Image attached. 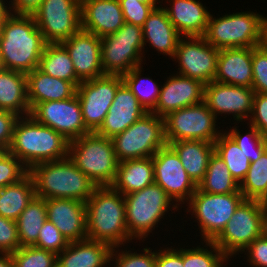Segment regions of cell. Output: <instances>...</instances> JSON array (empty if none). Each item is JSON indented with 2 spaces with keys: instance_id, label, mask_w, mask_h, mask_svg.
<instances>
[{
  "instance_id": "obj_44",
  "label": "cell",
  "mask_w": 267,
  "mask_h": 267,
  "mask_svg": "<svg viewBox=\"0 0 267 267\" xmlns=\"http://www.w3.org/2000/svg\"><path fill=\"white\" fill-rule=\"evenodd\" d=\"M69 243L68 239L61 234L59 229L46 219L34 246L59 254L68 247Z\"/></svg>"
},
{
  "instance_id": "obj_54",
  "label": "cell",
  "mask_w": 267,
  "mask_h": 267,
  "mask_svg": "<svg viewBox=\"0 0 267 267\" xmlns=\"http://www.w3.org/2000/svg\"><path fill=\"white\" fill-rule=\"evenodd\" d=\"M5 3V0H0V24L11 14L9 6Z\"/></svg>"
},
{
  "instance_id": "obj_25",
  "label": "cell",
  "mask_w": 267,
  "mask_h": 267,
  "mask_svg": "<svg viewBox=\"0 0 267 267\" xmlns=\"http://www.w3.org/2000/svg\"><path fill=\"white\" fill-rule=\"evenodd\" d=\"M170 1L171 7L163 9L178 33L182 37L203 36L210 17L208 9L198 0Z\"/></svg>"
},
{
  "instance_id": "obj_17",
  "label": "cell",
  "mask_w": 267,
  "mask_h": 267,
  "mask_svg": "<svg viewBox=\"0 0 267 267\" xmlns=\"http://www.w3.org/2000/svg\"><path fill=\"white\" fill-rule=\"evenodd\" d=\"M30 115L38 123L62 134L69 142L90 133L84 124L77 95L61 101L38 103Z\"/></svg>"
},
{
  "instance_id": "obj_28",
  "label": "cell",
  "mask_w": 267,
  "mask_h": 267,
  "mask_svg": "<svg viewBox=\"0 0 267 267\" xmlns=\"http://www.w3.org/2000/svg\"><path fill=\"white\" fill-rule=\"evenodd\" d=\"M142 29L144 46L149 42V46L154 47L156 51L166 56L169 55L171 59L173 58L178 42L182 36L169 20L162 5L153 9Z\"/></svg>"
},
{
  "instance_id": "obj_29",
  "label": "cell",
  "mask_w": 267,
  "mask_h": 267,
  "mask_svg": "<svg viewBox=\"0 0 267 267\" xmlns=\"http://www.w3.org/2000/svg\"><path fill=\"white\" fill-rule=\"evenodd\" d=\"M0 110L19 117L30 115L25 73L0 67Z\"/></svg>"
},
{
  "instance_id": "obj_30",
  "label": "cell",
  "mask_w": 267,
  "mask_h": 267,
  "mask_svg": "<svg viewBox=\"0 0 267 267\" xmlns=\"http://www.w3.org/2000/svg\"><path fill=\"white\" fill-rule=\"evenodd\" d=\"M168 145L177 153L186 173L198 186L206 174L214 144L200 140H183Z\"/></svg>"
},
{
  "instance_id": "obj_1",
  "label": "cell",
  "mask_w": 267,
  "mask_h": 267,
  "mask_svg": "<svg viewBox=\"0 0 267 267\" xmlns=\"http://www.w3.org/2000/svg\"><path fill=\"white\" fill-rule=\"evenodd\" d=\"M46 44L33 15L11 13L0 24V67L28 74L39 66Z\"/></svg>"
},
{
  "instance_id": "obj_41",
  "label": "cell",
  "mask_w": 267,
  "mask_h": 267,
  "mask_svg": "<svg viewBox=\"0 0 267 267\" xmlns=\"http://www.w3.org/2000/svg\"><path fill=\"white\" fill-rule=\"evenodd\" d=\"M15 267H56L57 254L36 246L20 247L12 254Z\"/></svg>"
},
{
  "instance_id": "obj_21",
  "label": "cell",
  "mask_w": 267,
  "mask_h": 267,
  "mask_svg": "<svg viewBox=\"0 0 267 267\" xmlns=\"http://www.w3.org/2000/svg\"><path fill=\"white\" fill-rule=\"evenodd\" d=\"M45 200L47 220L52 222L69 242L87 239L85 202L65 198Z\"/></svg>"
},
{
  "instance_id": "obj_56",
  "label": "cell",
  "mask_w": 267,
  "mask_h": 267,
  "mask_svg": "<svg viewBox=\"0 0 267 267\" xmlns=\"http://www.w3.org/2000/svg\"><path fill=\"white\" fill-rule=\"evenodd\" d=\"M261 45L267 50V16L264 17V20H263V33H262V44Z\"/></svg>"
},
{
  "instance_id": "obj_4",
  "label": "cell",
  "mask_w": 267,
  "mask_h": 267,
  "mask_svg": "<svg viewBox=\"0 0 267 267\" xmlns=\"http://www.w3.org/2000/svg\"><path fill=\"white\" fill-rule=\"evenodd\" d=\"M29 174L35 184L36 196L44 199L65 198L86 202L98 188L69 157L36 164Z\"/></svg>"
},
{
  "instance_id": "obj_35",
  "label": "cell",
  "mask_w": 267,
  "mask_h": 267,
  "mask_svg": "<svg viewBox=\"0 0 267 267\" xmlns=\"http://www.w3.org/2000/svg\"><path fill=\"white\" fill-rule=\"evenodd\" d=\"M197 188L212 194L240 192L239 184L232 177L225 162L215 152L211 155L206 174Z\"/></svg>"
},
{
  "instance_id": "obj_38",
  "label": "cell",
  "mask_w": 267,
  "mask_h": 267,
  "mask_svg": "<svg viewBox=\"0 0 267 267\" xmlns=\"http://www.w3.org/2000/svg\"><path fill=\"white\" fill-rule=\"evenodd\" d=\"M267 188V149L261 157L250 164L245 178L239 184L245 199L258 200Z\"/></svg>"
},
{
  "instance_id": "obj_52",
  "label": "cell",
  "mask_w": 267,
  "mask_h": 267,
  "mask_svg": "<svg viewBox=\"0 0 267 267\" xmlns=\"http://www.w3.org/2000/svg\"><path fill=\"white\" fill-rule=\"evenodd\" d=\"M43 0H12L9 1V8L12 14L16 15H34L40 8ZM12 5V6H11Z\"/></svg>"
},
{
  "instance_id": "obj_7",
  "label": "cell",
  "mask_w": 267,
  "mask_h": 267,
  "mask_svg": "<svg viewBox=\"0 0 267 267\" xmlns=\"http://www.w3.org/2000/svg\"><path fill=\"white\" fill-rule=\"evenodd\" d=\"M124 199L126 227L129 236L136 240L148 237L174 203L155 182L142 190L124 195Z\"/></svg>"
},
{
  "instance_id": "obj_47",
  "label": "cell",
  "mask_w": 267,
  "mask_h": 267,
  "mask_svg": "<svg viewBox=\"0 0 267 267\" xmlns=\"http://www.w3.org/2000/svg\"><path fill=\"white\" fill-rule=\"evenodd\" d=\"M20 247L16 221L0 216V253L12 254Z\"/></svg>"
},
{
  "instance_id": "obj_57",
  "label": "cell",
  "mask_w": 267,
  "mask_h": 267,
  "mask_svg": "<svg viewBox=\"0 0 267 267\" xmlns=\"http://www.w3.org/2000/svg\"><path fill=\"white\" fill-rule=\"evenodd\" d=\"M257 201H259L263 206H267V188L264 194Z\"/></svg>"
},
{
  "instance_id": "obj_42",
  "label": "cell",
  "mask_w": 267,
  "mask_h": 267,
  "mask_svg": "<svg viewBox=\"0 0 267 267\" xmlns=\"http://www.w3.org/2000/svg\"><path fill=\"white\" fill-rule=\"evenodd\" d=\"M29 170L9 151H0V189L23 179Z\"/></svg>"
},
{
  "instance_id": "obj_48",
  "label": "cell",
  "mask_w": 267,
  "mask_h": 267,
  "mask_svg": "<svg viewBox=\"0 0 267 267\" xmlns=\"http://www.w3.org/2000/svg\"><path fill=\"white\" fill-rule=\"evenodd\" d=\"M248 125L267 137V93H255L253 99V111Z\"/></svg>"
},
{
  "instance_id": "obj_22",
  "label": "cell",
  "mask_w": 267,
  "mask_h": 267,
  "mask_svg": "<svg viewBox=\"0 0 267 267\" xmlns=\"http://www.w3.org/2000/svg\"><path fill=\"white\" fill-rule=\"evenodd\" d=\"M148 113L132 91L123 82L117 89L114 100L97 134L113 138Z\"/></svg>"
},
{
  "instance_id": "obj_50",
  "label": "cell",
  "mask_w": 267,
  "mask_h": 267,
  "mask_svg": "<svg viewBox=\"0 0 267 267\" xmlns=\"http://www.w3.org/2000/svg\"><path fill=\"white\" fill-rule=\"evenodd\" d=\"M19 116L0 110V151H8L13 137V129Z\"/></svg>"
},
{
  "instance_id": "obj_27",
  "label": "cell",
  "mask_w": 267,
  "mask_h": 267,
  "mask_svg": "<svg viewBox=\"0 0 267 267\" xmlns=\"http://www.w3.org/2000/svg\"><path fill=\"white\" fill-rule=\"evenodd\" d=\"M112 247L104 242L85 239L70 242L57 254L56 267H104L109 264Z\"/></svg>"
},
{
  "instance_id": "obj_14",
  "label": "cell",
  "mask_w": 267,
  "mask_h": 267,
  "mask_svg": "<svg viewBox=\"0 0 267 267\" xmlns=\"http://www.w3.org/2000/svg\"><path fill=\"white\" fill-rule=\"evenodd\" d=\"M122 83V75L105 74L82 81L77 86L76 95L81 105L83 121L90 132H96L102 125Z\"/></svg>"
},
{
  "instance_id": "obj_45",
  "label": "cell",
  "mask_w": 267,
  "mask_h": 267,
  "mask_svg": "<svg viewBox=\"0 0 267 267\" xmlns=\"http://www.w3.org/2000/svg\"><path fill=\"white\" fill-rule=\"evenodd\" d=\"M252 89L255 93H267V50L261 45L252 48Z\"/></svg>"
},
{
  "instance_id": "obj_32",
  "label": "cell",
  "mask_w": 267,
  "mask_h": 267,
  "mask_svg": "<svg viewBox=\"0 0 267 267\" xmlns=\"http://www.w3.org/2000/svg\"><path fill=\"white\" fill-rule=\"evenodd\" d=\"M35 196V184L28 173L19 182L0 189V216L16 221Z\"/></svg>"
},
{
  "instance_id": "obj_13",
  "label": "cell",
  "mask_w": 267,
  "mask_h": 267,
  "mask_svg": "<svg viewBox=\"0 0 267 267\" xmlns=\"http://www.w3.org/2000/svg\"><path fill=\"white\" fill-rule=\"evenodd\" d=\"M33 17L47 44L62 43L81 29V0H43Z\"/></svg>"
},
{
  "instance_id": "obj_53",
  "label": "cell",
  "mask_w": 267,
  "mask_h": 267,
  "mask_svg": "<svg viewBox=\"0 0 267 267\" xmlns=\"http://www.w3.org/2000/svg\"><path fill=\"white\" fill-rule=\"evenodd\" d=\"M0 267H15L11 254L0 253Z\"/></svg>"
},
{
  "instance_id": "obj_19",
  "label": "cell",
  "mask_w": 267,
  "mask_h": 267,
  "mask_svg": "<svg viewBox=\"0 0 267 267\" xmlns=\"http://www.w3.org/2000/svg\"><path fill=\"white\" fill-rule=\"evenodd\" d=\"M61 44L68 51L75 74L81 82L105 75L102 69L100 37L80 29Z\"/></svg>"
},
{
  "instance_id": "obj_51",
  "label": "cell",
  "mask_w": 267,
  "mask_h": 267,
  "mask_svg": "<svg viewBox=\"0 0 267 267\" xmlns=\"http://www.w3.org/2000/svg\"><path fill=\"white\" fill-rule=\"evenodd\" d=\"M156 251V267H184L183 248H165Z\"/></svg>"
},
{
  "instance_id": "obj_36",
  "label": "cell",
  "mask_w": 267,
  "mask_h": 267,
  "mask_svg": "<svg viewBox=\"0 0 267 267\" xmlns=\"http://www.w3.org/2000/svg\"><path fill=\"white\" fill-rule=\"evenodd\" d=\"M214 152L225 162L232 177L240 184L250 167V160L224 131L214 143Z\"/></svg>"
},
{
  "instance_id": "obj_49",
  "label": "cell",
  "mask_w": 267,
  "mask_h": 267,
  "mask_svg": "<svg viewBox=\"0 0 267 267\" xmlns=\"http://www.w3.org/2000/svg\"><path fill=\"white\" fill-rule=\"evenodd\" d=\"M243 252L248 256L247 261L250 266L267 267V239L263 236L254 239Z\"/></svg>"
},
{
  "instance_id": "obj_43",
  "label": "cell",
  "mask_w": 267,
  "mask_h": 267,
  "mask_svg": "<svg viewBox=\"0 0 267 267\" xmlns=\"http://www.w3.org/2000/svg\"><path fill=\"white\" fill-rule=\"evenodd\" d=\"M143 250L144 253L142 254H138L137 252L131 253V250L127 251V249L125 251L122 250L120 253L119 248L114 247L112 248L110 261L115 260V267H156V252H152L147 247L143 248Z\"/></svg>"
},
{
  "instance_id": "obj_18",
  "label": "cell",
  "mask_w": 267,
  "mask_h": 267,
  "mask_svg": "<svg viewBox=\"0 0 267 267\" xmlns=\"http://www.w3.org/2000/svg\"><path fill=\"white\" fill-rule=\"evenodd\" d=\"M255 91L245 86H236L212 81L204 86V102L217 117L232 114L236 122L251 117Z\"/></svg>"
},
{
  "instance_id": "obj_2",
  "label": "cell",
  "mask_w": 267,
  "mask_h": 267,
  "mask_svg": "<svg viewBox=\"0 0 267 267\" xmlns=\"http://www.w3.org/2000/svg\"><path fill=\"white\" fill-rule=\"evenodd\" d=\"M86 205L87 239L112 248L132 240L126 227L124 195L111 186L98 187Z\"/></svg>"
},
{
  "instance_id": "obj_58",
  "label": "cell",
  "mask_w": 267,
  "mask_h": 267,
  "mask_svg": "<svg viewBox=\"0 0 267 267\" xmlns=\"http://www.w3.org/2000/svg\"><path fill=\"white\" fill-rule=\"evenodd\" d=\"M119 1H138L141 3H161L160 0H119Z\"/></svg>"
},
{
  "instance_id": "obj_46",
  "label": "cell",
  "mask_w": 267,
  "mask_h": 267,
  "mask_svg": "<svg viewBox=\"0 0 267 267\" xmlns=\"http://www.w3.org/2000/svg\"><path fill=\"white\" fill-rule=\"evenodd\" d=\"M124 21L143 27L149 14L157 7V3H141L138 1H119Z\"/></svg>"
},
{
  "instance_id": "obj_16",
  "label": "cell",
  "mask_w": 267,
  "mask_h": 267,
  "mask_svg": "<svg viewBox=\"0 0 267 267\" xmlns=\"http://www.w3.org/2000/svg\"><path fill=\"white\" fill-rule=\"evenodd\" d=\"M152 160L154 166V182L172 200L177 202L174 203L175 205H172L171 210L177 209L182 202L184 204V201H189L195 193L197 185L186 173L177 153L167 144L152 156Z\"/></svg>"
},
{
  "instance_id": "obj_8",
  "label": "cell",
  "mask_w": 267,
  "mask_h": 267,
  "mask_svg": "<svg viewBox=\"0 0 267 267\" xmlns=\"http://www.w3.org/2000/svg\"><path fill=\"white\" fill-rule=\"evenodd\" d=\"M112 141L119 162L152 157L167 145L165 120L148 112L125 131L115 135Z\"/></svg>"
},
{
  "instance_id": "obj_23",
  "label": "cell",
  "mask_w": 267,
  "mask_h": 267,
  "mask_svg": "<svg viewBox=\"0 0 267 267\" xmlns=\"http://www.w3.org/2000/svg\"><path fill=\"white\" fill-rule=\"evenodd\" d=\"M124 23L119 0H81V29L102 38Z\"/></svg>"
},
{
  "instance_id": "obj_37",
  "label": "cell",
  "mask_w": 267,
  "mask_h": 267,
  "mask_svg": "<svg viewBox=\"0 0 267 267\" xmlns=\"http://www.w3.org/2000/svg\"><path fill=\"white\" fill-rule=\"evenodd\" d=\"M141 69V65L134 67L128 73L123 74L122 79L138 99V102L144 107V109L147 112H151L156 107L161 86L153 81V79L150 77L141 78Z\"/></svg>"
},
{
  "instance_id": "obj_5",
  "label": "cell",
  "mask_w": 267,
  "mask_h": 267,
  "mask_svg": "<svg viewBox=\"0 0 267 267\" xmlns=\"http://www.w3.org/2000/svg\"><path fill=\"white\" fill-rule=\"evenodd\" d=\"M68 157L98 187L114 183L119 161L111 138L87 133L69 142Z\"/></svg>"
},
{
  "instance_id": "obj_26",
  "label": "cell",
  "mask_w": 267,
  "mask_h": 267,
  "mask_svg": "<svg viewBox=\"0 0 267 267\" xmlns=\"http://www.w3.org/2000/svg\"><path fill=\"white\" fill-rule=\"evenodd\" d=\"M27 98L32 110L38 103L61 101L76 95L77 86L70 81L52 77L38 67L26 74Z\"/></svg>"
},
{
  "instance_id": "obj_34",
  "label": "cell",
  "mask_w": 267,
  "mask_h": 267,
  "mask_svg": "<svg viewBox=\"0 0 267 267\" xmlns=\"http://www.w3.org/2000/svg\"><path fill=\"white\" fill-rule=\"evenodd\" d=\"M38 68L52 77L73 82L76 86L81 83L75 74L70 55L61 43L46 44Z\"/></svg>"
},
{
  "instance_id": "obj_15",
  "label": "cell",
  "mask_w": 267,
  "mask_h": 267,
  "mask_svg": "<svg viewBox=\"0 0 267 267\" xmlns=\"http://www.w3.org/2000/svg\"><path fill=\"white\" fill-rule=\"evenodd\" d=\"M188 39V40H187ZM219 51L203 36L181 37L174 61L179 63L177 74L208 84L215 79Z\"/></svg>"
},
{
  "instance_id": "obj_10",
  "label": "cell",
  "mask_w": 267,
  "mask_h": 267,
  "mask_svg": "<svg viewBox=\"0 0 267 267\" xmlns=\"http://www.w3.org/2000/svg\"><path fill=\"white\" fill-rule=\"evenodd\" d=\"M244 199L241 192L212 194L196 189L187 203V212H192L198 220L203 241H213L222 232Z\"/></svg>"
},
{
  "instance_id": "obj_20",
  "label": "cell",
  "mask_w": 267,
  "mask_h": 267,
  "mask_svg": "<svg viewBox=\"0 0 267 267\" xmlns=\"http://www.w3.org/2000/svg\"><path fill=\"white\" fill-rule=\"evenodd\" d=\"M204 86L197 79L173 74L161 86L156 107L151 112L164 118L172 111L200 104L204 101Z\"/></svg>"
},
{
  "instance_id": "obj_9",
  "label": "cell",
  "mask_w": 267,
  "mask_h": 267,
  "mask_svg": "<svg viewBox=\"0 0 267 267\" xmlns=\"http://www.w3.org/2000/svg\"><path fill=\"white\" fill-rule=\"evenodd\" d=\"M143 49V29L125 22L117 32L101 38L104 74L123 75L142 65Z\"/></svg>"
},
{
  "instance_id": "obj_3",
  "label": "cell",
  "mask_w": 267,
  "mask_h": 267,
  "mask_svg": "<svg viewBox=\"0 0 267 267\" xmlns=\"http://www.w3.org/2000/svg\"><path fill=\"white\" fill-rule=\"evenodd\" d=\"M8 151L30 170L36 164L68 157L69 141L28 115L17 119Z\"/></svg>"
},
{
  "instance_id": "obj_33",
  "label": "cell",
  "mask_w": 267,
  "mask_h": 267,
  "mask_svg": "<svg viewBox=\"0 0 267 267\" xmlns=\"http://www.w3.org/2000/svg\"><path fill=\"white\" fill-rule=\"evenodd\" d=\"M46 219V200L35 196L16 220L21 247L36 244Z\"/></svg>"
},
{
  "instance_id": "obj_24",
  "label": "cell",
  "mask_w": 267,
  "mask_h": 267,
  "mask_svg": "<svg viewBox=\"0 0 267 267\" xmlns=\"http://www.w3.org/2000/svg\"><path fill=\"white\" fill-rule=\"evenodd\" d=\"M214 81L222 84L252 88V48L221 49L217 58Z\"/></svg>"
},
{
  "instance_id": "obj_55",
  "label": "cell",
  "mask_w": 267,
  "mask_h": 267,
  "mask_svg": "<svg viewBox=\"0 0 267 267\" xmlns=\"http://www.w3.org/2000/svg\"><path fill=\"white\" fill-rule=\"evenodd\" d=\"M261 236L267 239V206H262Z\"/></svg>"
},
{
  "instance_id": "obj_31",
  "label": "cell",
  "mask_w": 267,
  "mask_h": 267,
  "mask_svg": "<svg viewBox=\"0 0 267 267\" xmlns=\"http://www.w3.org/2000/svg\"><path fill=\"white\" fill-rule=\"evenodd\" d=\"M154 183L152 157L119 162L111 187L122 195L130 194Z\"/></svg>"
},
{
  "instance_id": "obj_12",
  "label": "cell",
  "mask_w": 267,
  "mask_h": 267,
  "mask_svg": "<svg viewBox=\"0 0 267 267\" xmlns=\"http://www.w3.org/2000/svg\"><path fill=\"white\" fill-rule=\"evenodd\" d=\"M262 206L257 200L244 199L222 232L213 240L228 258L241 253L261 236Z\"/></svg>"
},
{
  "instance_id": "obj_6",
  "label": "cell",
  "mask_w": 267,
  "mask_h": 267,
  "mask_svg": "<svg viewBox=\"0 0 267 267\" xmlns=\"http://www.w3.org/2000/svg\"><path fill=\"white\" fill-rule=\"evenodd\" d=\"M264 16L251 11L213 17L210 14L203 38L218 50L256 48L262 44Z\"/></svg>"
},
{
  "instance_id": "obj_40",
  "label": "cell",
  "mask_w": 267,
  "mask_h": 267,
  "mask_svg": "<svg viewBox=\"0 0 267 267\" xmlns=\"http://www.w3.org/2000/svg\"><path fill=\"white\" fill-rule=\"evenodd\" d=\"M249 128V132L245 135L237 129V126H234L233 129L231 128L230 131L225 130V132L233 139L241 151L245 152L246 158L253 163L267 149V137L260 134L254 126L250 125Z\"/></svg>"
},
{
  "instance_id": "obj_11",
  "label": "cell",
  "mask_w": 267,
  "mask_h": 267,
  "mask_svg": "<svg viewBox=\"0 0 267 267\" xmlns=\"http://www.w3.org/2000/svg\"><path fill=\"white\" fill-rule=\"evenodd\" d=\"M164 120L167 144L183 140H200L214 144L224 131L220 132L216 128L217 117L204 101L172 111Z\"/></svg>"
},
{
  "instance_id": "obj_39",
  "label": "cell",
  "mask_w": 267,
  "mask_h": 267,
  "mask_svg": "<svg viewBox=\"0 0 267 267\" xmlns=\"http://www.w3.org/2000/svg\"><path fill=\"white\" fill-rule=\"evenodd\" d=\"M204 243L207 249L200 246L183 249L184 267H222L224 262H228L229 258L213 241H204Z\"/></svg>"
}]
</instances>
